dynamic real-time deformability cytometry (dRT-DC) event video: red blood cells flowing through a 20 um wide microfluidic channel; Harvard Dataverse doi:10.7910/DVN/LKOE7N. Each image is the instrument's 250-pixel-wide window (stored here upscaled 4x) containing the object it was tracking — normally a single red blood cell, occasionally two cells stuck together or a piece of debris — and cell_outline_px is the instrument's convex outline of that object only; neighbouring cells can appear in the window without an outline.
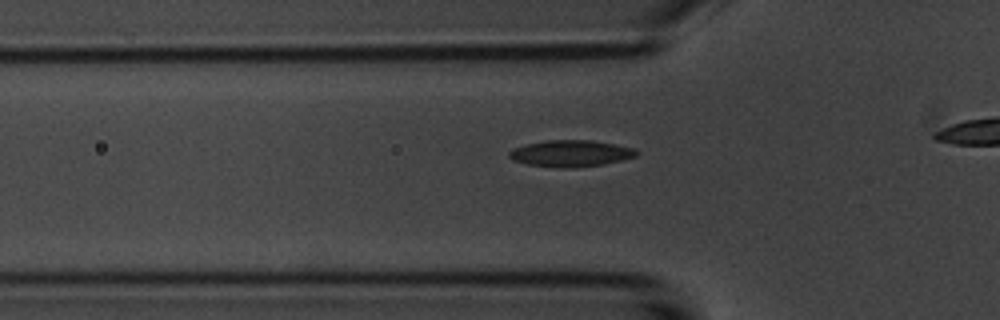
{"species": "common noctule bat (a hibernating species)", "species_latin": "Nyctalus noctula", "temperature_condition": "room temperature", "stored_images_in_passage": 32, "camera_frame_rate_fps": 3000, "um_per_image_px": 0.085, "animal": {"sex": "male", "body_mass_g": 20.1, "forearm_length_mm": 53.5}, "frame": {"image": 1, "passage_image": 6, "time_ms": 1.667, "image_size_px": [1000, 320], "cell_outline_px": [[640, 152], [636, 156], [624, 160], [604, 164], [572, 168], [560, 168], [528, 164], [512, 160], [508, 156], [508, 152], [512, 148], [528, 144], [548, 140], [592, 140], [636, 148]], "centroid_in_image_um": [48.54, 13.04], "position_along_channel_um": 77.3, "area_um2": 19.83}}
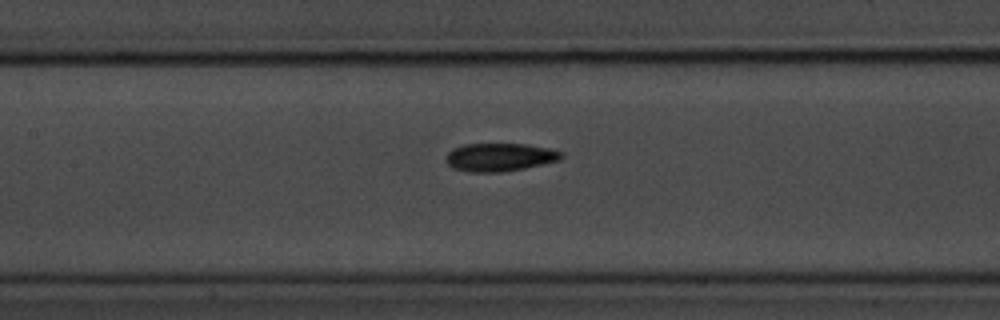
{"frame": {"image": 2, "passage_image": 13, "time_ms": 4.0, "image_size_px": [1000, 320], "cell_outline_px": [[564, 156], [560, 160], [524, 168], [500, 172], [468, 172], [452, 168], [444, 160], [448, 152], [452, 148], [464, 144], [528, 144], [548, 148], [564, 152]], "centroid_in_image_um": [42.46, 13.36], "position_along_channel_um": 164.9, "area_um2": 19.07}}
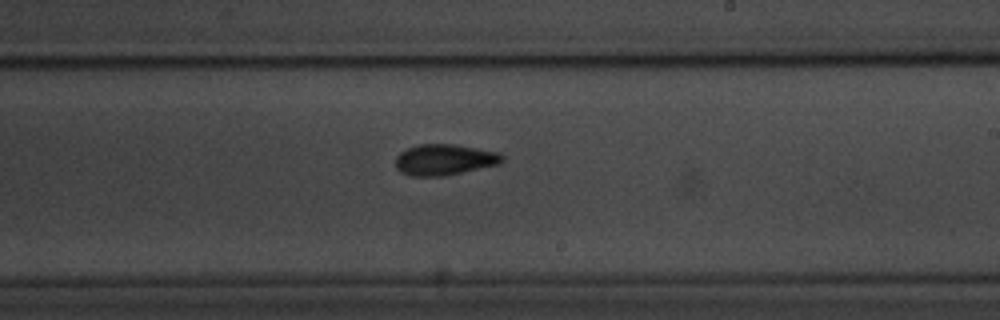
{"frame": {"image": 3, "passage_image": 20, "time_ms": 6.333, "image_size_px": [1000, 320], "cell_outline_px": [[504, 160], [500, 164], [440, 176], [412, 176], [400, 172], [396, 168], [396, 156], [400, 152], [416, 144], [456, 144], [500, 152], [504, 156]], "centroid_in_image_um": [37.78, 13.56], "position_along_channel_um": 251.2, "area_um2": 19.31}}